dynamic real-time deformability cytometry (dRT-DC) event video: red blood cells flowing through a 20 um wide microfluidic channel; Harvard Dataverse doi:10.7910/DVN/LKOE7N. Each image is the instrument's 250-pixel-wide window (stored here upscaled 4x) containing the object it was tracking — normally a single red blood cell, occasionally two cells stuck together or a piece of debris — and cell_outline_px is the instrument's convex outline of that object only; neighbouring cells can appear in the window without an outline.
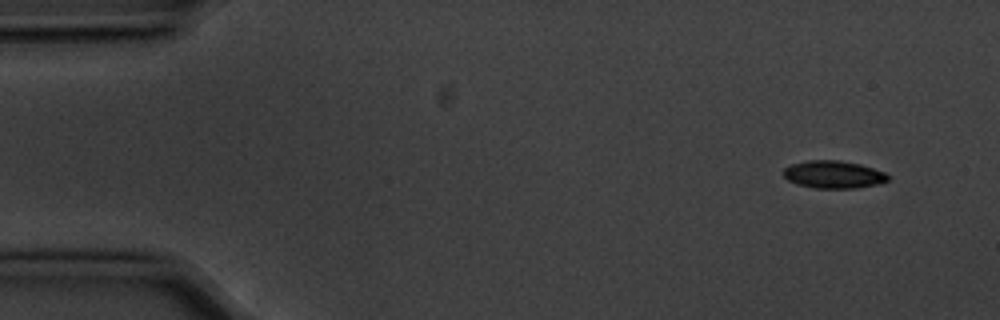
{"species": "common noctule bat (a hibernating species)", "species_latin": "Nyctalus noctula", "temperature_condition": "cold", "stored_images_in_passage": 5, "camera_frame_rate_fps": 3000, "um_per_image_px": 0.085, "animal": {"sex": "male", "body_mass_g": 20.1, "forearm_length_mm": 53.5}, "frame": {"image": 1, "passage_image": 1, "time_ms": 0.0, "image_size_px": [1000, 320], "cell_outline_px": [[888, 180], [880, 184], [856, 188], [816, 188], [796, 184], [788, 180], [784, 176], [784, 168], [792, 164], [808, 160], [836, 160], [860, 164], [884, 172], [888, 176]], "centroid_in_image_um": [70.84, 14.84], "position_along_channel_um": 14.2, "area_um2": 16.7}}
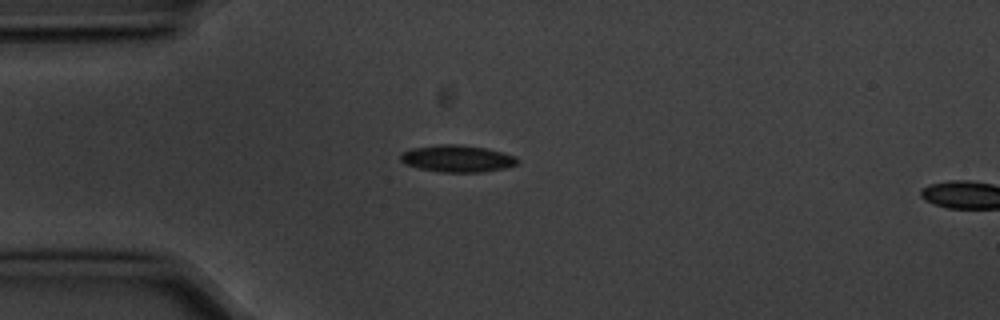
{"frame": {"image": 2, "passage_image": 4, "time_ms": 1.0, "image_size_px": [1000, 320], "cell_outline_px": [[520, 164], [504, 168], [480, 172], [440, 172], [420, 168], [404, 164], [400, 160], [400, 156], [404, 152], [412, 148], [440, 144], [456, 144], [488, 148], [516, 156], [520, 160]], "centroid_in_image_um": [38.91, 13.48], "position_along_channel_um": 46.1, "area_um2": 18.44}}